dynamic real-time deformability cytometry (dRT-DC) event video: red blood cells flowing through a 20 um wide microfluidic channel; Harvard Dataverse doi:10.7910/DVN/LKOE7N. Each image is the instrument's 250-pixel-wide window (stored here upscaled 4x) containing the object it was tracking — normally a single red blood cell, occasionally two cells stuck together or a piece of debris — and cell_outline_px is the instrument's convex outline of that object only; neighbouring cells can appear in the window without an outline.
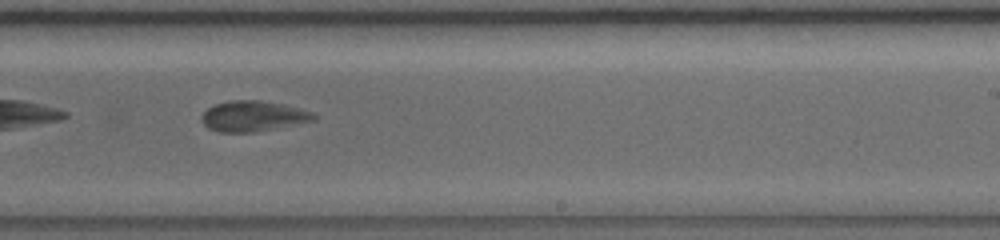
{"species": "common noctule bat (a hibernating species)", "species_latin": "Nyctalus noctula", "temperature_condition": "warm", "stored_images_in_passage": 38, "camera_frame_rate_fps": 5000, "um_per_image_px": 0.085, "animal": {"sex": "female", "body_mass_g": 19.0, "forearm_length_mm": 56.7}, "frame": {"image": 1, "passage_image": 22, "time_ms": 5.4, "image_size_px": [1000, 240], "cell_outline_px": [[316, 120], [256, 132], [220, 132], [208, 128], [200, 120], [200, 116], [212, 104], [228, 100], [260, 100], [284, 104], [312, 112], [316, 116]], "centroid_in_image_um": [21.48, 9.86], "position_along_channel_um": 267.5, "area_um2": 20.11}}